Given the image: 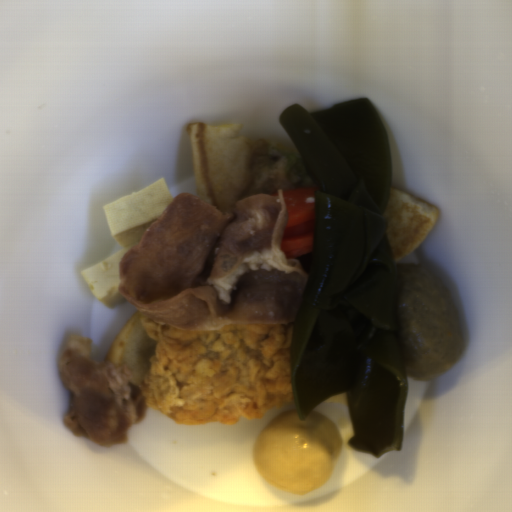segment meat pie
I'll return each mask as SVG.
<instances>
[{"label": "meat pie", "instance_id": "1", "mask_svg": "<svg viewBox=\"0 0 512 512\" xmlns=\"http://www.w3.org/2000/svg\"><path fill=\"white\" fill-rule=\"evenodd\" d=\"M139 318L153 353L137 388L145 405L174 422L231 426L295 404L290 346L296 322L187 329Z\"/></svg>", "mask_w": 512, "mask_h": 512}, {"label": "meat pie", "instance_id": "2", "mask_svg": "<svg viewBox=\"0 0 512 512\" xmlns=\"http://www.w3.org/2000/svg\"><path fill=\"white\" fill-rule=\"evenodd\" d=\"M293 189L286 178V160L279 145L267 140H259L253 148L252 169L245 198L254 195L278 197Z\"/></svg>", "mask_w": 512, "mask_h": 512}]
</instances>
